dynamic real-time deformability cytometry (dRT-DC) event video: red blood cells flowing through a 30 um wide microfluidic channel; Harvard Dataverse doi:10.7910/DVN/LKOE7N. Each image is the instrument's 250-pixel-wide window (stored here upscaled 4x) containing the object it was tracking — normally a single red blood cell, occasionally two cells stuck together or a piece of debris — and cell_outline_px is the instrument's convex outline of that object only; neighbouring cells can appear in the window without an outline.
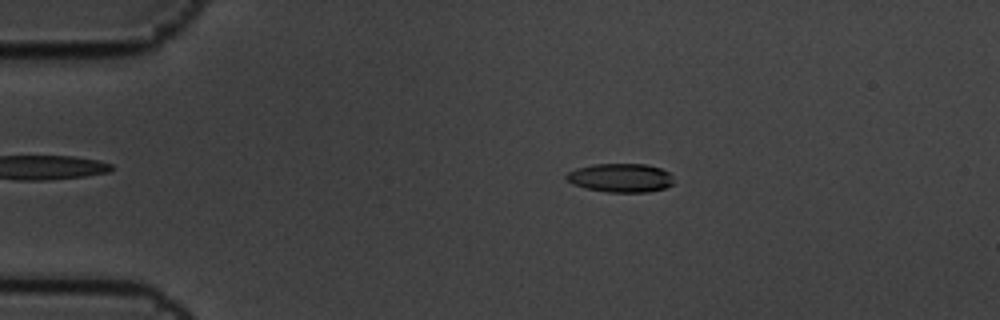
{"species": "common noctule bat (a hibernating species)", "species_latin": "Nyctalus noctula", "temperature_condition": "cold", "stored_images_in_passage": 6, "camera_frame_rate_fps": 3000, "um_per_image_px": 0.085, "animal": {"sex": "male", "body_mass_g": 19.5, "forearm_length_mm": 54.6}, "frame": {"image": 1, "passage_image": 3, "time_ms": 0.667, "image_size_px": [1000, 320], "cell_outline_px": [[672, 184], [664, 188], [648, 192], [608, 192], [584, 188], [572, 184], [564, 176], [568, 172], [576, 168], [592, 164], [644, 164], [660, 168], [668, 172], [672, 176]], "centroid_in_image_um": [52.71, 15.11], "position_along_channel_um": 32.3, "area_um2": 17.98}}
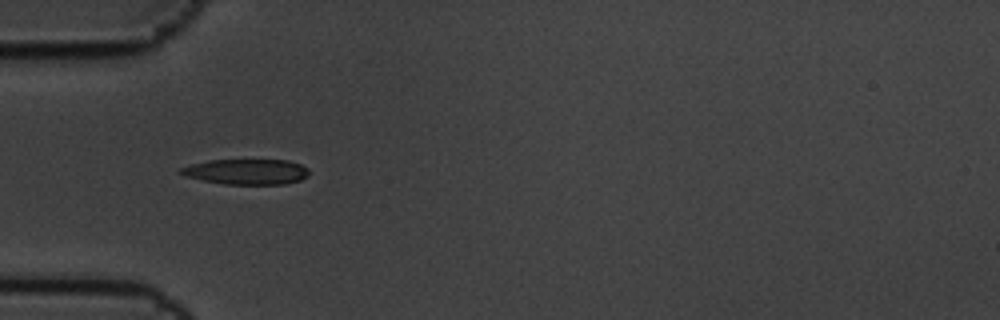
{"frame": {"image": 2, "passage_image": 5, "time_ms": 1.333, "image_size_px": [1000, 320], "cell_outline_px": [[308, 176], [300, 180], [284, 184], [224, 184], [184, 176], [176, 172], [180, 168], [192, 164], [208, 160], [288, 160], [300, 164], [308, 168]], "centroid_in_image_um": [20.93, 14.59], "position_along_channel_um": 64.1, "area_um2": 19.02}}
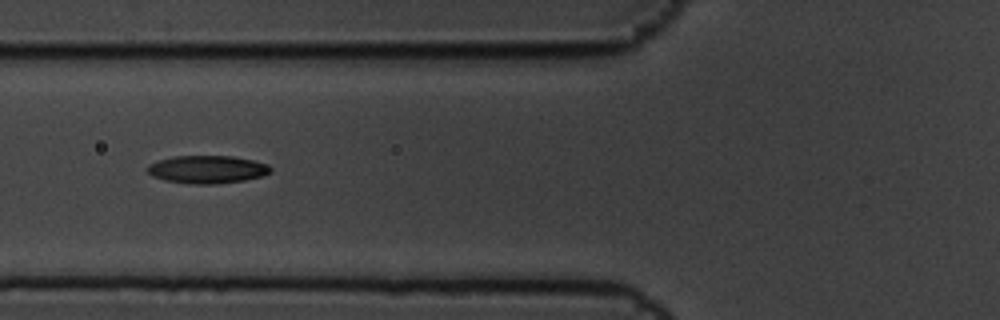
{"frame": {"image": 3, "passage_image": 6, "time_ms": 1.667, "image_size_px": [1000, 320], "cell_outline_px": [[272, 172], [264, 176], [244, 180], [216, 184], [188, 184], [164, 180], [152, 176], [144, 168], [148, 164], [172, 156], [232, 156], [252, 160], [268, 164], [272, 168]], "centroid_in_image_um": [17.61, 14.4], "position_along_channel_um": 108.2, "area_um2": 20.23}}